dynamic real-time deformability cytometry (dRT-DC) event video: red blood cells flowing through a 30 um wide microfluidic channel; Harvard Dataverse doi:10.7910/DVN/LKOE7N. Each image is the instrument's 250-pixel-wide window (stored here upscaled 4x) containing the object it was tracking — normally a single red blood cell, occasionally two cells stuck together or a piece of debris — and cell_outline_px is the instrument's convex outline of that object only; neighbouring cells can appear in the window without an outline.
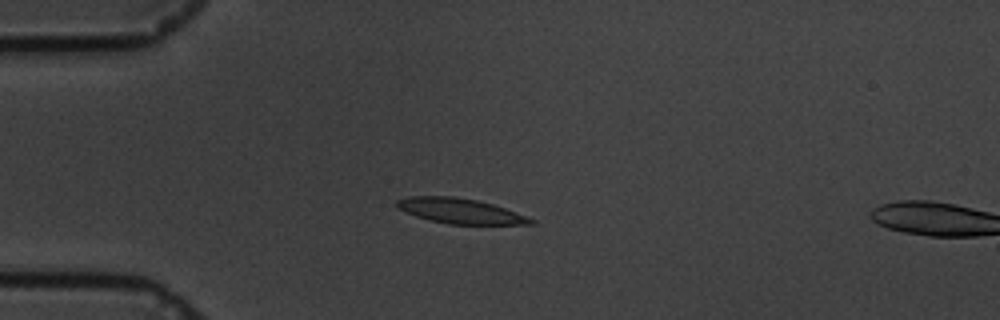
{"species": "common noctule bat (a hibernating species)", "species_latin": "Nyctalus noctula", "temperature_condition": "cold", "stored_images_in_passage": 18, "camera_frame_rate_fps": 3000, "um_per_image_px": 0.085, "animal": {"sex": "male", "body_mass_g": 19.5, "forearm_length_mm": 54.6}, "frame": {"image": 1, "passage_image": 16, "time_ms": 5.0, "image_size_px": [1000, 320], "cell_outline_px": [[536, 224], [448, 224], [428, 220], [416, 216], [396, 208], [396, 200], [408, 196], [452, 196], [476, 200], [492, 204], [504, 208], [536, 220]], "centroid_in_image_um": [39.07, 17.93], "position_along_channel_um": 45.9, "area_um2": 19.54}}